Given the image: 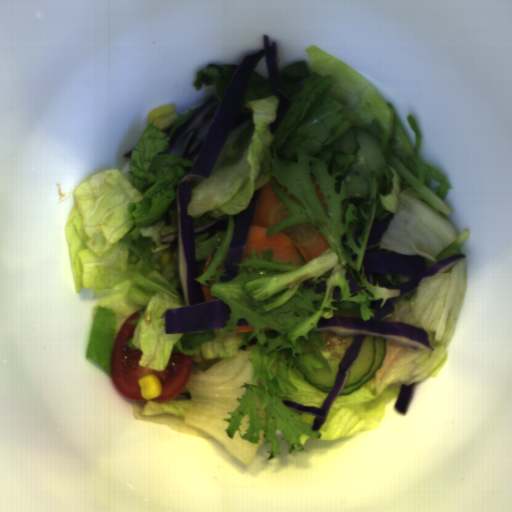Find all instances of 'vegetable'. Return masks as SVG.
Instances as JSON below:
<instances>
[{
    "mask_svg": "<svg viewBox=\"0 0 512 512\" xmlns=\"http://www.w3.org/2000/svg\"><path fill=\"white\" fill-rule=\"evenodd\" d=\"M237 66V64L210 62L196 73L191 82L192 87L199 92L203 85H206V87L214 86L216 94L213 96L221 102Z\"/></svg>",
    "mask_w": 512,
    "mask_h": 512,
    "instance_id": "ea0f7189",
    "label": "vegetable"
},
{
    "mask_svg": "<svg viewBox=\"0 0 512 512\" xmlns=\"http://www.w3.org/2000/svg\"><path fill=\"white\" fill-rule=\"evenodd\" d=\"M202 105L200 106H197V107H193V109H188L186 113H183V114H178L179 118L175 120L170 132H169V135L170 137L173 135V133L179 129L183 123L189 118V116L194 112L196 111L199 107H201Z\"/></svg>",
    "mask_w": 512,
    "mask_h": 512,
    "instance_id": "f7b5029e",
    "label": "vegetable"
},
{
    "mask_svg": "<svg viewBox=\"0 0 512 512\" xmlns=\"http://www.w3.org/2000/svg\"><path fill=\"white\" fill-rule=\"evenodd\" d=\"M310 64L298 60L279 69L302 83L281 79L280 89L292 105L275 134L267 126L276 119L278 98L269 78L255 70L242 108H252L254 127L225 145L207 179L191 181L187 210L193 227L228 214L227 231L208 239L195 236L196 260L211 256L197 280L231 310L224 328L166 334L161 315L185 307L180 292L178 239L160 244L178 232L176 208L170 226L162 218L175 198L173 187L193 167L177 154L186 135L168 154L166 132L147 124L131 150L128 171L106 169L77 184L74 204L65 220V241L74 290L92 289L95 300L85 358L112 378L110 359L120 328L139 312L130 348L141 354L139 365L165 371L176 349L193 356L188 382L169 401L130 400L137 421L168 426L183 435L212 439L244 466L260 447L270 444L267 462L280 452L277 430L288 454L305 451L308 439L332 441L370 431L383 419L401 384L437 377L447 362V347L462 313L468 269L462 259L446 271L423 278L409 296L393 305L383 320L403 321L428 333L433 351L413 349L386 338L384 362L371 379L350 395H338L317 430L316 416L288 408L282 400L319 407L329 393L303 376L331 366L317 342L325 345L318 321L333 316H375L371 301L400 297L399 289L372 285L363 262L374 219L394 213L380 248L424 256L427 267L455 254L470 237L448 220L445 201L451 188L446 176L427 164L420 152L422 133L410 114L414 147L391 102L348 64L316 45L305 49ZM235 161V162H234ZM324 194L325 214L310 180ZM288 188L301 207L277 186ZM269 183L291 213L267 229L271 236L291 225L311 223L329 247L299 265L273 261L271 248L259 259L234 263L236 279L217 282L223 274L235 215L244 210L255 190ZM367 287L350 297L345 265ZM251 325L241 333L236 325Z\"/></svg>",
    "mask_w": 512,
    "mask_h": 512,
    "instance_id": "add77e79",
    "label": "vegetable"
}]
</instances>
